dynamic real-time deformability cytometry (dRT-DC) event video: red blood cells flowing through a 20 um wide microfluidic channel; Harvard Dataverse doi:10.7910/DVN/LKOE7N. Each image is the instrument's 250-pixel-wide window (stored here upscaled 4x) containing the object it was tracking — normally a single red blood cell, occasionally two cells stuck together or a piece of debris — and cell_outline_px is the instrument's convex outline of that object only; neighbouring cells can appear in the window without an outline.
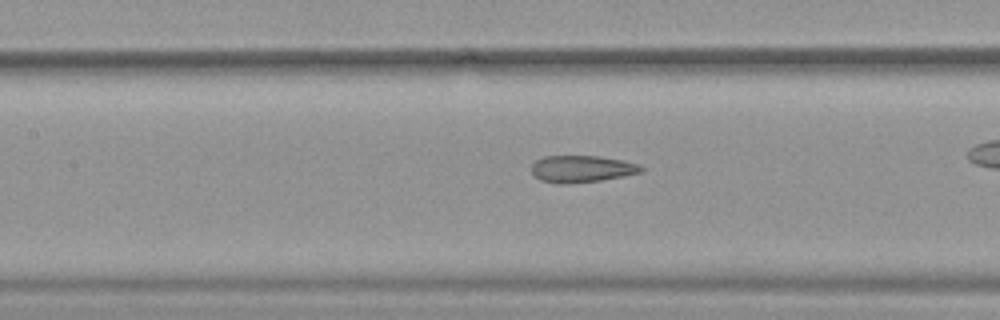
{"species": "common noctule bat (a hibernating species)", "species_latin": "Nyctalus noctula", "temperature_condition": "warm", "stored_images_in_passage": 41, "camera_frame_rate_fps": 3000, "um_per_image_px": 0.085, "animal": {"sex": "female", "body_mass_g": 19.9}, "frame": {"image": 1, "passage_image": 24, "time_ms": 7.667, "image_size_px": [1000, 320], "cell_outline_px": [[644, 168], [640, 172], [624, 176], [600, 180], [564, 184], [556, 184], [540, 180], [532, 172], [532, 164], [536, 160], [544, 156], [600, 156], [624, 160], [640, 164]], "centroid_in_image_um": [49.45, 14.35], "position_along_channel_um": 157.9, "area_um2": 17.22}}